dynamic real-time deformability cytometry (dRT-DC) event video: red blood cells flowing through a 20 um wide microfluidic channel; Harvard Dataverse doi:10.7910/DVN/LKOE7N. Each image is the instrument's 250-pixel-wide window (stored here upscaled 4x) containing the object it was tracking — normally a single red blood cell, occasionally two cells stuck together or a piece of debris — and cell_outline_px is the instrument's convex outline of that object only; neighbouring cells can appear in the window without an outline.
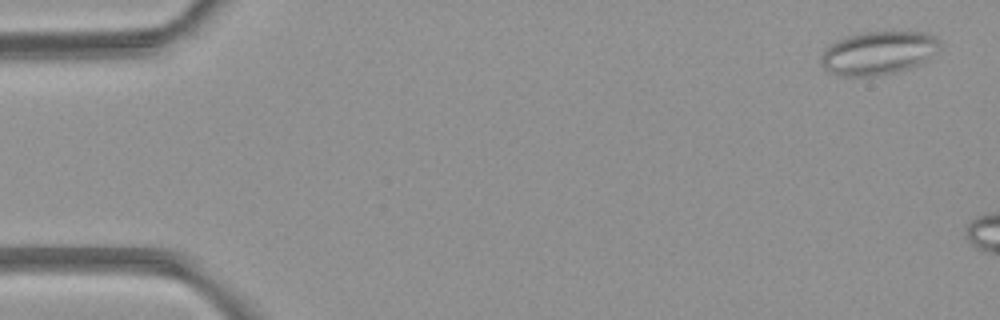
{"species": "common noctule bat (a hibernating species)", "species_latin": "Nyctalus noctula", "temperature_condition": "room temperature", "stored_images_in_passage": 3, "camera_frame_rate_fps": 3000, "um_per_image_px": 0.085, "animal": {"sex": "female", "body_mass_g": 21.9}, "frame": {"image": 1, "passage_image": 1, "time_ms": 0.0, "image_size_px": [1000, 320], "cell_outline_px": [[940, 44], [928, 60], [920, 64], [908, 68], [892, 72], [872, 76], [836, 76], [828, 72], [820, 64], [820, 60], [824, 48], [836, 40], [844, 36], [864, 32], [932, 32], [940, 40]], "centroid_in_image_um": [74.62, 4.49], "position_along_channel_um": 10.4, "area_um2": 30.29}}